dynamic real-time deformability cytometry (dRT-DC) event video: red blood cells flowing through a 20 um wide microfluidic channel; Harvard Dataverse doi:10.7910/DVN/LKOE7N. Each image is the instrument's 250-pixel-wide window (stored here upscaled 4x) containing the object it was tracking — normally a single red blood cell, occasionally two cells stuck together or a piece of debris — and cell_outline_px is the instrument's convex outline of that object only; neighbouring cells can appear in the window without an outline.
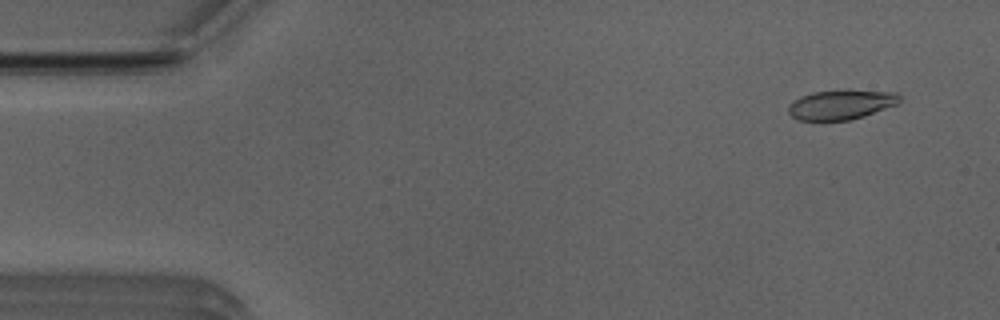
{"species": "Egyptian fruit bat (a non-hibernating species)", "species_latin": "Rousettus aegyptiacus", "temperature_condition": "room temperature", "stored_images_in_passage": 50, "camera_frame_rate_fps": 3000, "um_per_image_px": 0.085, "animal": {"sex": "male"}, "frame": {"image": 1, "passage_image": 2, "time_ms": 0.333, "image_size_px": [1000, 320], "cell_outline_px": [[900, 100], [896, 104], [864, 116], [848, 120], [800, 120], [792, 116], [788, 112], [788, 104], [800, 96], [812, 92], [896, 92], [900, 96]], "centroid_in_image_um": [71.43, 8.92], "position_along_channel_um": 13.6, "area_um2": 18.38}}
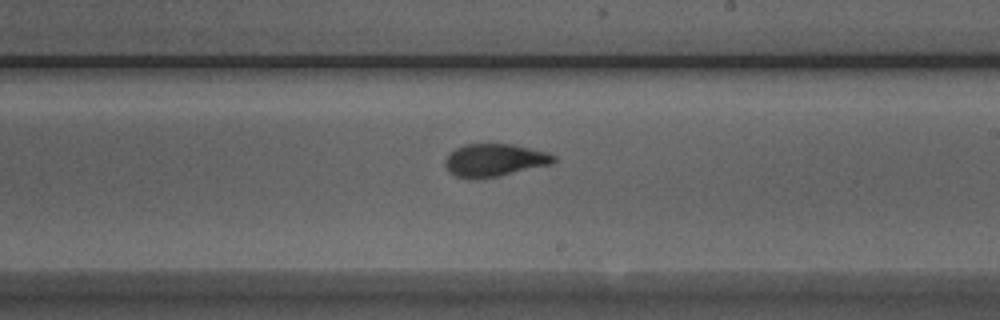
{"frame": {"image": 2, "passage_image": 28, "time_ms": 9.0, "image_size_px": [1000, 320], "cell_outline_px": [[556, 160], [552, 164], [500, 176], [476, 180], [468, 180], [456, 176], [448, 172], [444, 164], [444, 160], [456, 148], [464, 144], [512, 144], [548, 152], [556, 156]], "centroid_in_image_um": [42.02, 13.64], "position_along_channel_um": 247.0, "area_um2": 21.04}}
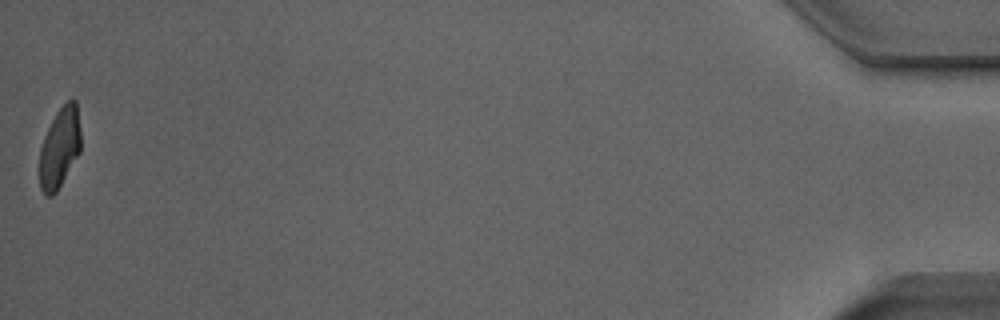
{"frame": {"image": 3, "passage_image": 50, "time_ms": 16.333, "image_size_px": [1000, 320], "cell_outline_px": [[80, 152], [56, 192], [52, 196], [44, 196], [40, 188], [40, 148], [44, 136], [56, 112], [72, 96], [76, 100], [80, 128]], "centroid_in_image_um": [5.07, 12.55], "position_along_channel_um": 430.1, "area_um2": 19.31}, "authors_computed_cell_mechanics": {"area_um2": 20.519, "velocity_mm_per_s": 3.9255, "shape_relaxation_time_tau1_ms": 6.6797, "shape_relaxation_time_tau2_ms": 1.1008, "deformation_change_tau1": 0.2063, "deformation_change_tau2": 0.069}}